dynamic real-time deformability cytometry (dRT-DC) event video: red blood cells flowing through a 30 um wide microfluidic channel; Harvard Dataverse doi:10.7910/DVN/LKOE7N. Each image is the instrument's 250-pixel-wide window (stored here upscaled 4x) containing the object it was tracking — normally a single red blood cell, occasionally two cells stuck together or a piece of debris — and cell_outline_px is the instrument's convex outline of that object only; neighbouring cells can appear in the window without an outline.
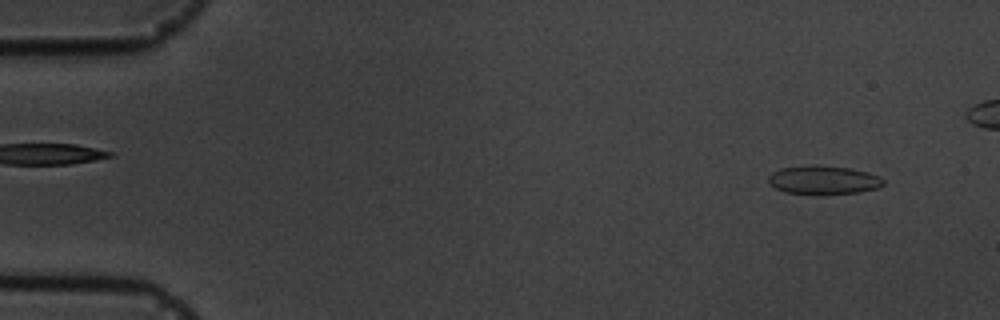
{"species": "common noctule bat (a hibernating species)", "species_latin": "Nyctalus noctula", "temperature_condition": "cold", "stored_images_in_passage": 16, "camera_frame_rate_fps": 3000, "um_per_image_px": 0.085, "animal": {"sex": "male", "body_mass_g": 19.5, "forearm_length_mm": 54.6}, "frame": {"image": 1, "passage_image": 1, "time_ms": 0.0, "image_size_px": [1000, 320], "cell_outline_px": [[884, 184], [876, 188], [860, 192], [820, 196], [784, 192], [776, 188], [768, 180], [768, 176], [772, 172], [780, 168], [808, 164], [816, 164], [852, 168], [868, 172], [880, 176], [884, 180]], "centroid_in_image_um": [69.99, 15.3], "position_along_channel_um": 15.0, "area_um2": 19.88}}
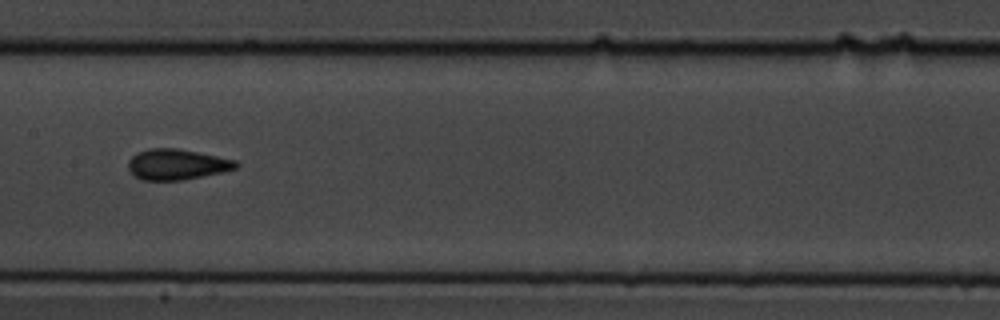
{"frame": {"image": 2, "passage_image": 8, "time_ms": 8.0, "image_size_px": [1000, 320], "cell_outline_px": [[240, 164], [236, 168], [224, 172], [180, 180], [144, 180], [136, 176], [128, 168], [128, 160], [136, 152], [148, 148], [176, 148], [236, 160]], "centroid_in_image_um": [15.03, 13.96], "position_along_channel_um": 192.4, "area_um2": 19.13}}
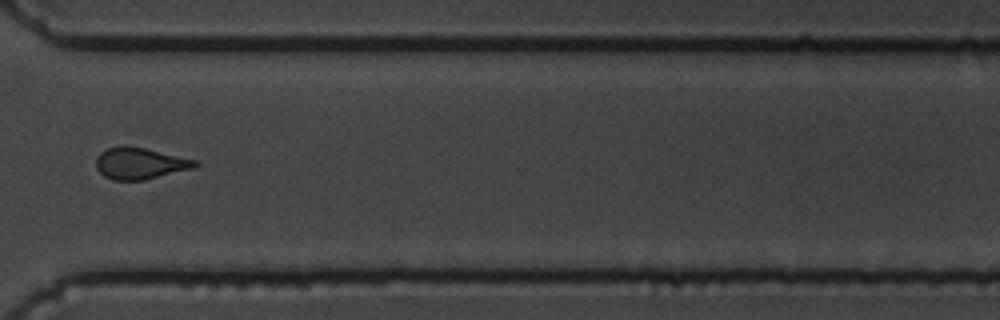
{"frame": {"image": 3, "passage_image": 12, "time_ms": 12.667, "image_size_px": [1000, 320], "cell_outline_px": [[200, 164], [196, 168], [144, 180], [112, 180], [104, 176], [96, 168], [96, 156], [100, 152], [108, 148], [124, 144], [144, 148], [200, 160]], "centroid_in_image_um": [11.94, 13.88], "position_along_channel_um": 358.7, "area_um2": 18.61}, "authors_computed_cell_mechanics": {"area_um2": 18.4382, "velocity_mm_per_s": 3.5759, "shape_relaxation_time_tau1_ms": 3.9658, "shape_relaxation_time_tau2_ms": 3.2611, "deformation_change_tau1": 0.0836, "deformation_change_tau2": 0.037}}